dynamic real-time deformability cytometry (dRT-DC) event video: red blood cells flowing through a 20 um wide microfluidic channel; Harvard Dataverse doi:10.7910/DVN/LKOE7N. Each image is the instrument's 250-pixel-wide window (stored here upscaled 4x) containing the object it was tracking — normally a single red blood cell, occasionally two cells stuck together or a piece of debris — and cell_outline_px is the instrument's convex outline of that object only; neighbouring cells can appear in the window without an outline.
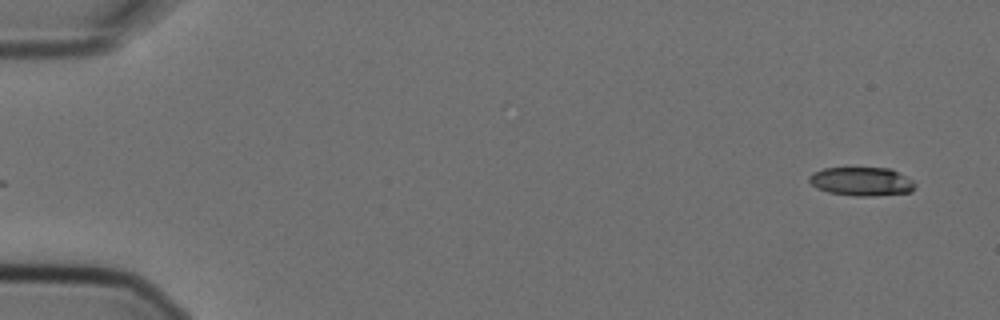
{"species": "Egyptian fruit bat (a non-hibernating species)", "species_latin": "Rousettus aegyptiacus", "temperature_condition": "cold", "stored_images_in_passage": 2, "camera_frame_rate_fps": 3000, "um_per_image_px": 0.085, "animal": {"sex": "female"}, "frame": {"image": 1, "passage_image": 2, "time_ms": 0.333, "image_size_px": [1000, 320], "cell_outline_px": [[916, 184], [912, 192], [868, 196], [860, 196], [828, 192], [816, 188], [808, 180], [808, 176], [812, 172], [824, 168], [888, 168], [912, 180]], "centroid_in_image_um": [73.2, 15.42], "position_along_channel_um": 11.8, "area_um2": 17.51}}